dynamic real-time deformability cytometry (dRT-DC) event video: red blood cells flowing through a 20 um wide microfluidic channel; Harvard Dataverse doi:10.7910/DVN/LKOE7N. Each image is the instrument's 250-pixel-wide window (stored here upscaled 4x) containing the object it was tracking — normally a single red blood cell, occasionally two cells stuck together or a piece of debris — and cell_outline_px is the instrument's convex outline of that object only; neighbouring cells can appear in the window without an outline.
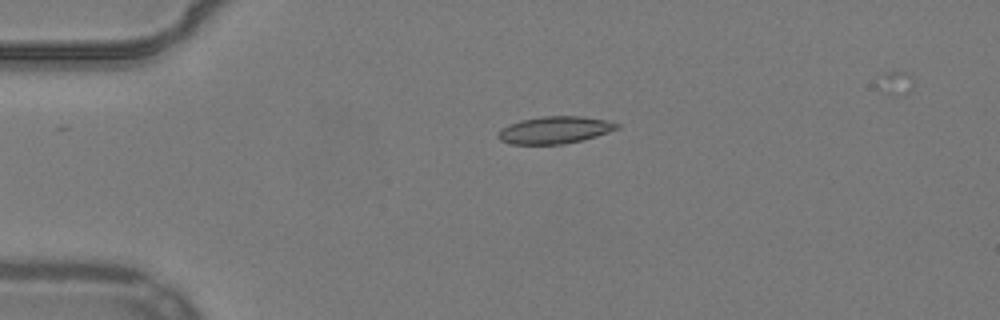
{"species": "common noctule bat (a hibernating species)", "species_latin": "Nyctalus noctula", "temperature_condition": "warm", "stored_images_in_passage": 41, "camera_frame_rate_fps": 3000, "um_per_image_px": 0.085, "animal": {"sex": "male", "body_mass_g": 19.2, "forearm_length_mm": 51.8}, "frame": {"image": 1, "passage_image": 1, "time_ms": 0.0, "image_size_px": [1000, 320], "cell_outline_px": [[620, 128], [596, 136], [564, 144], [512, 144], [500, 140], [496, 136], [496, 132], [500, 128], [508, 124], [520, 120], [544, 116], [584, 116], [608, 120], [620, 124]], "centroid_in_image_um": [47.13, 11.04], "position_along_channel_um": 37.9, "area_um2": 19.02}}
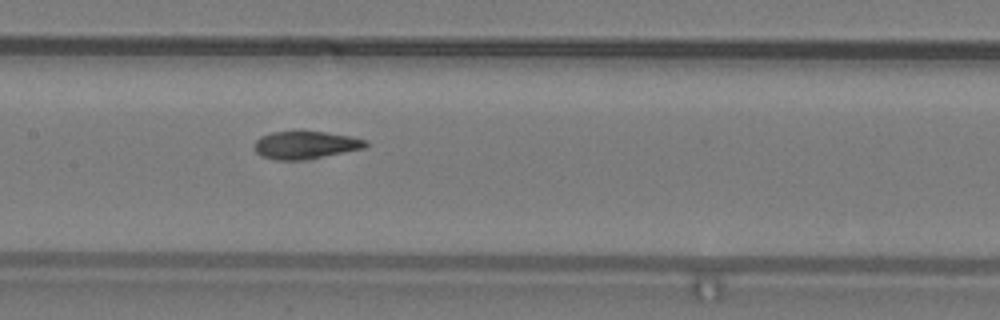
{"frame": {"image": 2, "passage_image": 15, "time_ms": 4.667, "image_size_px": [1000, 320], "cell_outline_px": [[368, 144], [364, 148], [304, 160], [276, 160], [260, 156], [256, 152], [256, 140], [260, 136], [272, 132], [300, 128], [328, 132], [352, 136], [368, 140]], "centroid_in_image_um": [25.96, 12.27], "position_along_channel_um": 181.4, "area_um2": 18.67}}
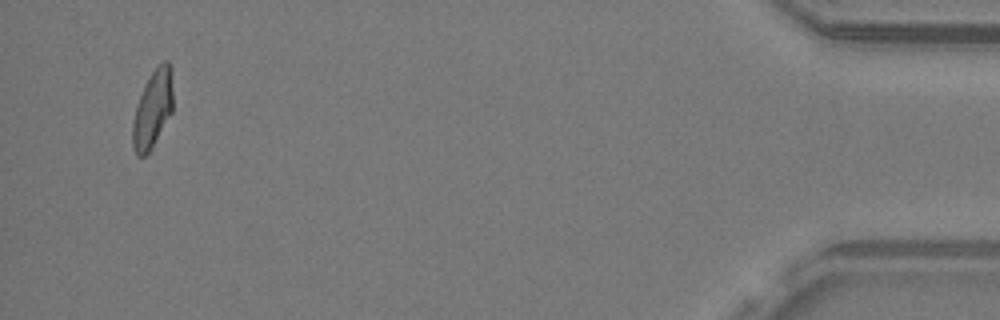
{"frame": {"image": 3, "passage_image": 40, "time_ms": 13.0, "image_size_px": [1000, 320], "cell_outline_px": [[172, 112], [148, 152], [144, 156], [136, 156], [132, 148], [132, 124], [136, 108], [144, 84], [152, 72], [164, 60], [168, 60], [172, 68]], "centroid_in_image_um": [12.97, 9.25], "position_along_channel_um": 422.2, "area_um2": 18.03}}